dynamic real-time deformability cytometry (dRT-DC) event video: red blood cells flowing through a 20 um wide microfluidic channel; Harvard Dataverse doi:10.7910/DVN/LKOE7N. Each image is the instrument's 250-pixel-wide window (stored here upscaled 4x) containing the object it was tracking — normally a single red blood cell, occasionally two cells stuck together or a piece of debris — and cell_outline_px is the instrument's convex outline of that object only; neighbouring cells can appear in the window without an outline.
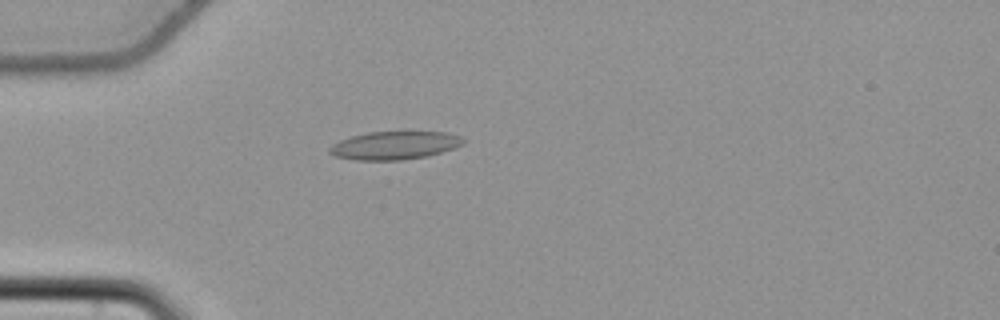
{"species": "common noctule bat (a hibernating species)", "species_latin": "Nyctalus noctula", "temperature_condition": "cold", "stored_images_in_passage": 56, "camera_frame_rate_fps": 3000, "um_per_image_px": 0.085, "animal": {"sex": "female", "body_mass_g": 22.7, "forearm_length_mm": 54.2}, "frame": {"image": 1, "passage_image": 17, "time_ms": 5.333, "image_size_px": [1000, 320], "cell_outline_px": [[464, 144], [428, 156], [400, 160], [356, 160], [336, 156], [328, 152], [328, 148], [332, 144], [340, 140], [352, 136], [368, 132], [448, 132], [460, 136], [464, 140]], "centroid_in_image_um": [33.52, 12.36], "position_along_channel_um": 51.5, "area_um2": 21.79}}
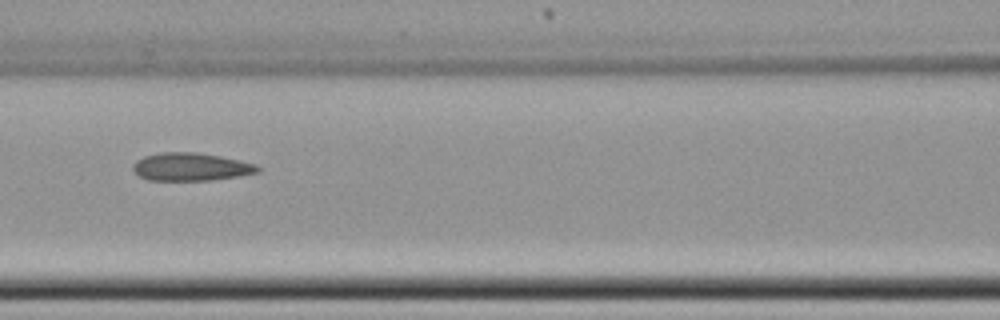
{"frame": {"image": 2, "passage_image": 26, "time_ms": 8.333, "image_size_px": [1000, 320], "cell_outline_px": [[260, 172], [240, 176], [212, 180], [148, 180], [140, 176], [132, 168], [132, 164], [136, 160], [144, 156], [160, 152], [196, 152], [220, 156], [256, 164], [260, 168]], "centroid_in_image_um": [16.23, 14.18], "position_along_channel_um": 150.4, "area_um2": 20.35}}
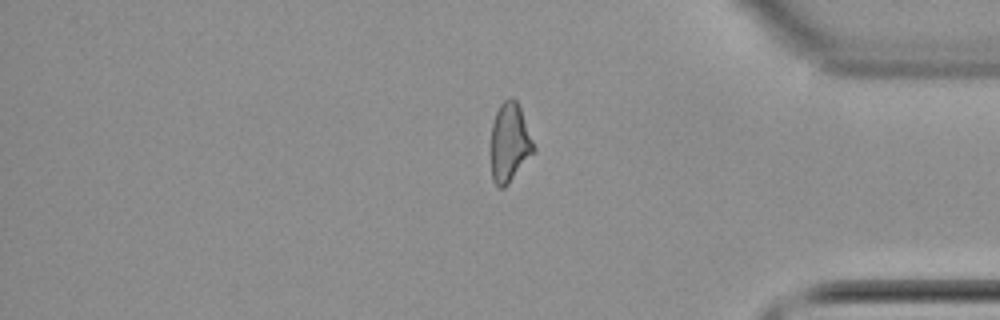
{"frame": {"image": 3, "passage_image": 47, "time_ms": 15.333, "image_size_px": [1000, 320], "cell_outline_px": [[536, 152], [508, 184], [504, 188], [500, 188], [492, 180], [492, 124], [496, 112], [500, 104], [504, 100], [516, 100], [520, 108], [536, 148]], "centroid_in_image_um": [43.34, 12.17], "position_along_channel_um": 391.9, "area_um2": 19.48}, "authors_computed_cell_mechanics": {"area_um2": 20.7791, "velocity_mm_per_s": 3.7551, "shape_relaxation_time_tau1_ms": null, "shape_relaxation_time_tau2_ms": 3.62, "deformation_change_tau1": null, "deformation_change_tau2": 0.1345}}